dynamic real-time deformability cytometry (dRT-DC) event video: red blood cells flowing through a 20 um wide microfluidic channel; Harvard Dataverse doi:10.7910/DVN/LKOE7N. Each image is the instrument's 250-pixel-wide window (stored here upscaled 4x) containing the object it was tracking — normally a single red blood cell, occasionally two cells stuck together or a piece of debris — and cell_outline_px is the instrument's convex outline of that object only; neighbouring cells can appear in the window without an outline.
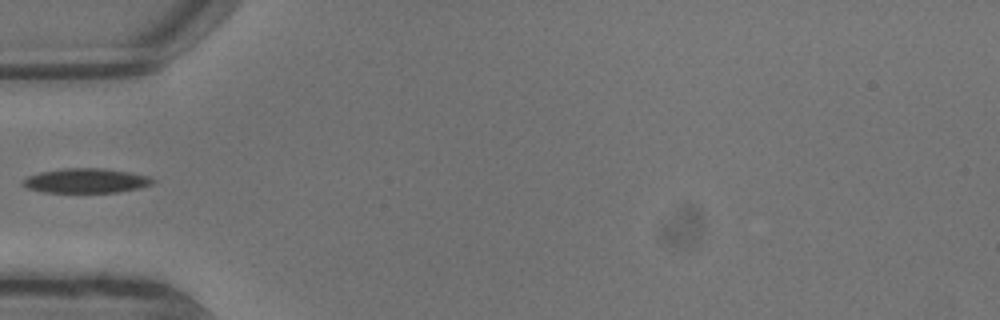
{"species": "common noctule bat (a hibernating species)", "species_latin": "Nyctalus noctula", "temperature_condition": "warm", "stored_images_in_passage": 10, "segment_of_instrument_passage": [2, 2], "camera_frame_rate_fps": 3000, "um_per_image_px": 0.085, "animal": {"sex": "male", "body_mass_g": 13.3}, "frame": {"image": 1, "passage_image": 6, "time_ms": 1.667, "image_size_px": [1000, 320], "cell_outline_px": [[156, 180], [152, 184], [140, 188], [116, 192], [44, 192], [28, 188], [20, 184], [20, 180], [28, 176], [40, 172], [60, 168], [104, 168], [128, 172], [148, 176]], "centroid_in_image_um": [7.28, 15.35], "position_along_channel_um": 77.7, "area_um2": 18.67}}
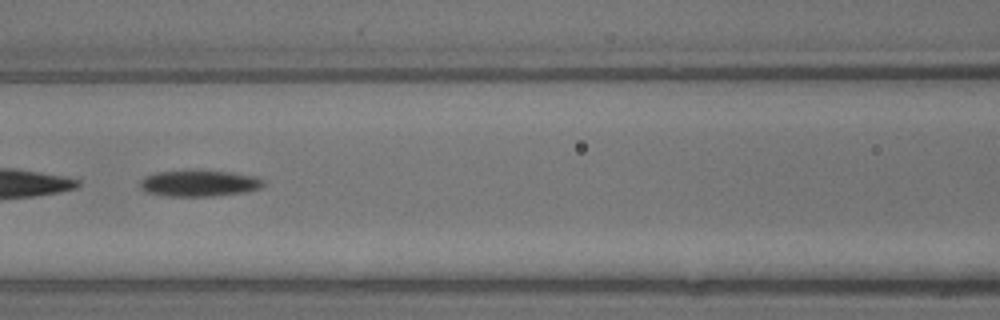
{"frame": {"image": 2, "passage_image": 8, "time_ms": 2.333, "image_size_px": [1000, 320], "cell_outline_px": [[264, 184], [260, 188], [244, 192], [212, 196], [168, 196], [144, 192], [140, 188], [140, 180], [144, 176], [156, 172], [232, 172], [256, 176], [264, 180]], "centroid_in_image_um": [16.91, 15.6], "position_along_channel_um": 149.7, "area_um2": 18.5}}
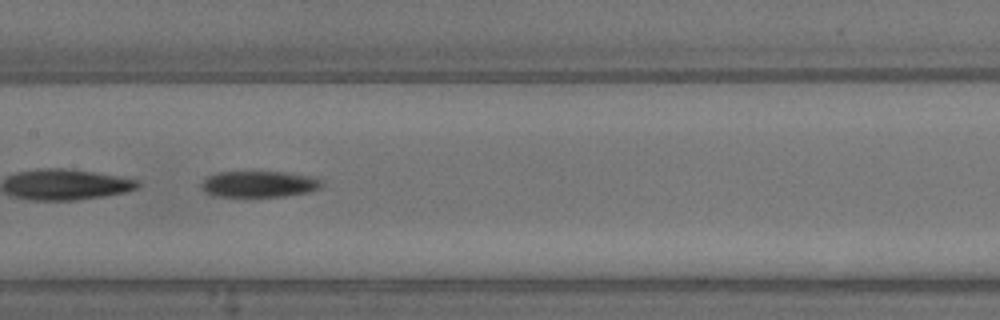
{"frame": {"image": 3, "passage_image": 9, "time_ms": 2.667, "image_size_px": [1000, 320], "cell_outline_px": [[324, 184], [320, 188], [312, 192], [284, 196], [212, 196], [204, 192], [200, 188], [200, 184], [208, 176], [216, 172], [288, 172], [316, 176], [324, 180]], "centroid_in_image_um": [22.08, 15.64], "position_along_channel_um": 185.3, "area_um2": 18.84}}